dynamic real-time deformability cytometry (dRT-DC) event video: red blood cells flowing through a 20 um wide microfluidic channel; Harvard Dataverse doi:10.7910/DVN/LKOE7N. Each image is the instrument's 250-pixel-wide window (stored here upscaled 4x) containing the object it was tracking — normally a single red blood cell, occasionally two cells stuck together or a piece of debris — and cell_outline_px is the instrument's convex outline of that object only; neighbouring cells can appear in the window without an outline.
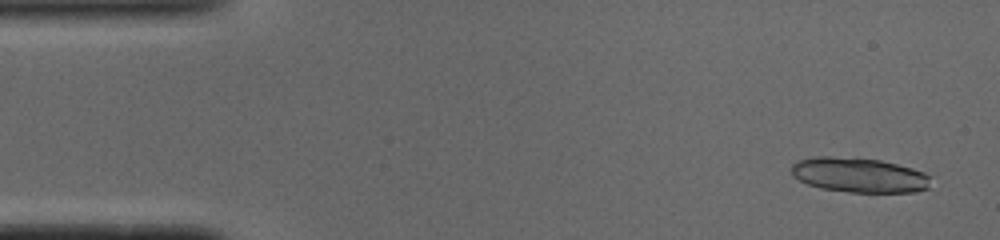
{"species": "common noctule bat (a hibernating species)", "species_latin": "Nyctalus noctula", "temperature_condition": "cold", "stored_images_in_passage": 30, "camera_frame_rate_fps": 3000, "um_per_image_px": 0.085, "animal": {"sex": "male", "body_mass_g": 19.0, "forearm_length_mm": 50.8}, "frame": {"image": 1, "passage_image": 3, "time_ms": 0.667, "image_size_px": [1000, 240], "cell_outline_px": [[932, 176], [928, 188], [916, 192], [848, 192], [820, 188], [808, 184], [792, 176], [792, 164], [796, 160], [816, 156], [828, 156], [880, 160], [912, 168], [924, 172]], "centroid_in_image_um": [73.03, 14.88], "position_along_channel_um": 12.0, "area_um2": 28.32}}
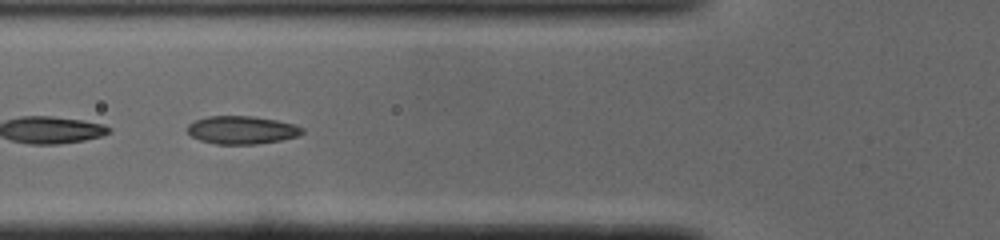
{"frame": {"image": 2, "passage_image": 19, "time_ms": 6.0, "image_size_px": [1000, 240], "cell_outline_px": [[304, 132], [296, 136], [280, 140], [256, 144], [216, 144], [200, 140], [192, 136], [188, 132], [188, 124], [196, 120], [208, 116], [252, 116], [276, 120], [292, 124], [304, 128]], "centroid_in_image_um": [20.54, 11.05], "position_along_channel_um": 105.3, "area_um2": 18.55}}